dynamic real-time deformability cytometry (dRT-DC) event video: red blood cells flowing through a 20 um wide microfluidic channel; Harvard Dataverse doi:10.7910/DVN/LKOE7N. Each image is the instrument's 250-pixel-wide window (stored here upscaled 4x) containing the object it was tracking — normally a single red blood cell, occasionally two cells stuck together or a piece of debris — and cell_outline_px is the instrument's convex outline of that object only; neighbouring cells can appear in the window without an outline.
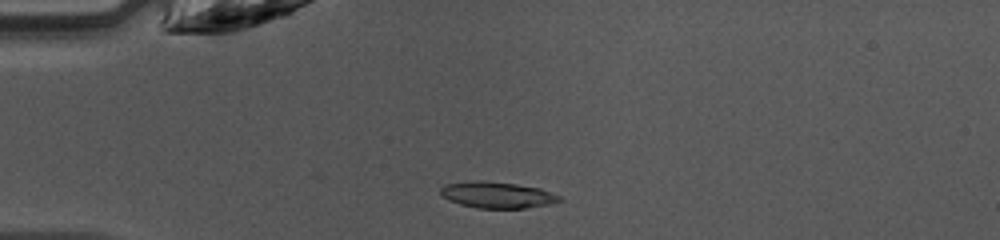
{"species": "common noctule bat (a hibernating species)", "species_latin": "Nyctalus noctula", "temperature_condition": "warm", "stored_images_in_passage": 20, "camera_frame_rate_fps": 3000, "um_per_image_px": 0.085, "animal": {"sex": "female", "body_mass_g": 10.0, "forearm_length_mm": 53.1}, "frame": {"image": 1, "passage_image": 12, "time_ms": 3.667, "image_size_px": [1000, 240], "cell_outline_px": [[564, 200], [552, 204], [524, 208], [476, 208], [460, 204], [448, 200], [440, 196], [440, 188], [444, 184], [472, 180], [480, 180], [516, 184], [540, 188], [560, 196]], "centroid_in_image_um": [42.24, 16.57], "position_along_channel_um": 42.8, "area_um2": 18.44}}
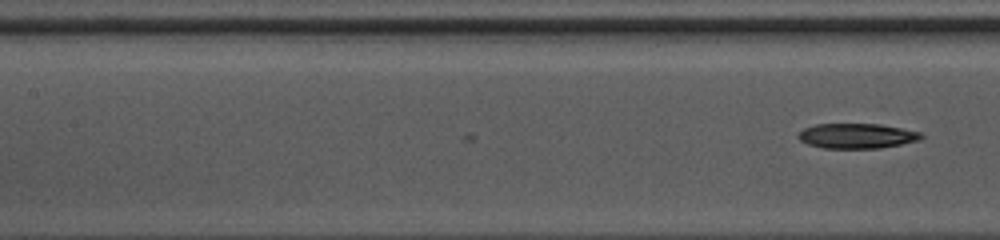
{"frame": {"image": 2, "passage_image": 20, "time_ms": 6.333, "image_size_px": [1000, 240], "cell_outline_px": [[924, 136], [916, 140], [900, 144], [880, 148], [824, 148], [808, 144], [800, 140], [800, 132], [804, 128], [816, 124], [880, 124], [920, 132]], "centroid_in_image_um": [72.82, 11.55], "position_along_channel_um": 134.6, "area_um2": 17.57}}